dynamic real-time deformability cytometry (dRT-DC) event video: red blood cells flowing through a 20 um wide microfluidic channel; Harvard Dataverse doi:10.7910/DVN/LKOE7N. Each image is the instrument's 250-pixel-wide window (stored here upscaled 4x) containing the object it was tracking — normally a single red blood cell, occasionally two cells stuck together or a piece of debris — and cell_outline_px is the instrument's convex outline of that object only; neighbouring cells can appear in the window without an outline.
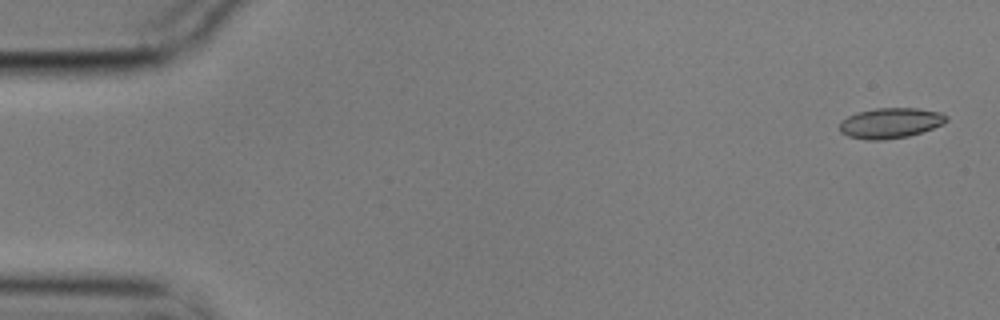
{"species": "common noctule bat (a hibernating species)", "species_latin": "Nyctalus noctula", "temperature_condition": "cold", "stored_images_in_passage": 9, "camera_frame_rate_fps": 3000, "um_per_image_px": 0.085, "animal": {"sex": "male", "body_mass_g": 17.9}, "frame": {"image": 1, "passage_image": 1, "time_ms": 0.0, "image_size_px": [1000, 320], "cell_outline_px": [[948, 120], [944, 124], [908, 136], [880, 140], [868, 140], [848, 136], [840, 132], [840, 120], [856, 112], [876, 108], [920, 108], [940, 112], [948, 116]], "centroid_in_image_um": [75.68, 10.44], "position_along_channel_um": 9.3, "area_um2": 18.96}}
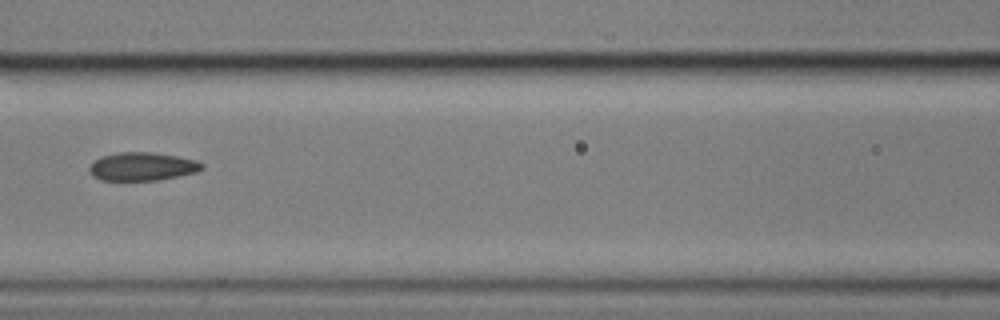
{"frame": {"image": 2, "passage_image": 7, "time_ms": 2.0, "image_size_px": [1000, 320], "cell_outline_px": [[204, 168], [196, 172], [156, 180], [100, 180], [92, 176], [88, 168], [100, 156], [120, 152], [152, 152], [176, 156], [196, 160], [204, 164]], "centroid_in_image_um": [12.08, 14.15], "position_along_channel_um": 154.5, "area_um2": 18.44}}
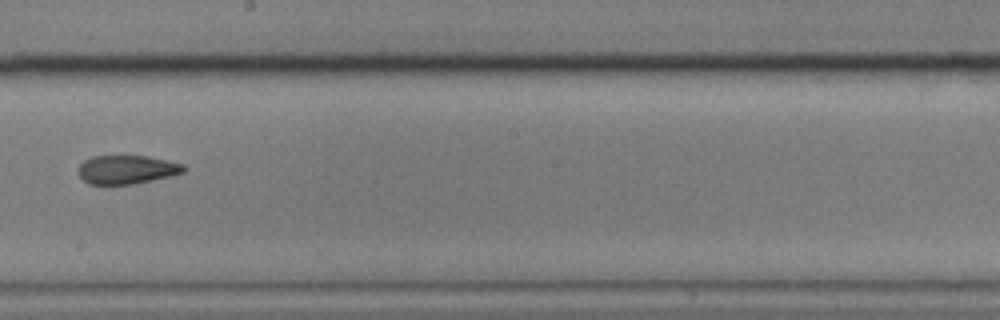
{"frame": {"image": 3, "passage_image": 9, "time_ms": 2.667, "image_size_px": [1000, 320], "cell_outline_px": [[188, 168], [184, 172], [152, 180], [132, 184], [88, 184], [80, 176], [80, 164], [84, 160], [92, 156], [144, 156], [168, 160], [184, 164]], "centroid_in_image_um": [10.81, 14.41], "position_along_channel_um": 237.4, "area_um2": 17.46}}